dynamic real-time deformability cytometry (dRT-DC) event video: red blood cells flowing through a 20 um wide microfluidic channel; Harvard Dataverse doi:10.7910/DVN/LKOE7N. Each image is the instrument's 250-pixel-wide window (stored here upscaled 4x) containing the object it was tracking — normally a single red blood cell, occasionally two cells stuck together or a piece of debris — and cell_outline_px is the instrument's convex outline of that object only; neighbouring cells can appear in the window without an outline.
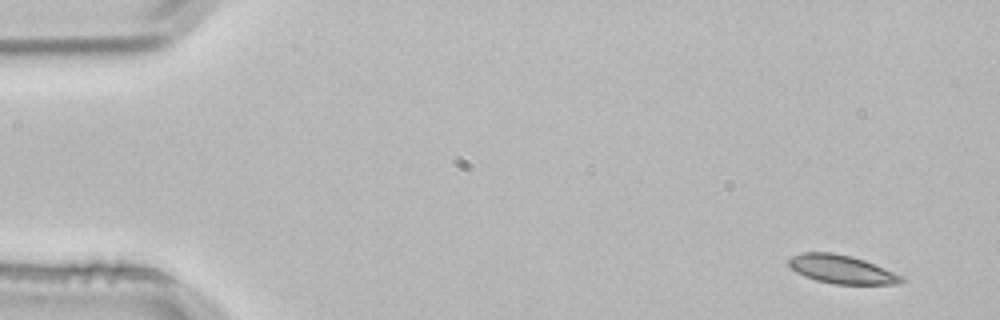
{"species": "common noctule bat (a hibernating species)", "species_latin": "Nyctalus noctula", "temperature_condition": "room temperature", "stored_images_in_passage": 4, "camera_frame_rate_fps": 3000, "um_per_image_px": 0.085, "animal": {"sex": "male", "body_mass_g": 21.5, "forearm_length_mm": 52.0}, "frame": {"image": 1, "passage_image": 1, "time_ms": 0.0, "image_size_px": [1000, 320], "cell_outline_px": [[904, 280], [896, 284], [832, 284], [816, 280], [804, 276], [796, 272], [788, 264], [788, 260], [792, 256], [800, 252], [832, 252], [852, 256], [864, 260], [904, 276]], "centroid_in_image_um": [71.52, 22.89], "position_along_channel_um": 13.5, "area_um2": 18.73}}